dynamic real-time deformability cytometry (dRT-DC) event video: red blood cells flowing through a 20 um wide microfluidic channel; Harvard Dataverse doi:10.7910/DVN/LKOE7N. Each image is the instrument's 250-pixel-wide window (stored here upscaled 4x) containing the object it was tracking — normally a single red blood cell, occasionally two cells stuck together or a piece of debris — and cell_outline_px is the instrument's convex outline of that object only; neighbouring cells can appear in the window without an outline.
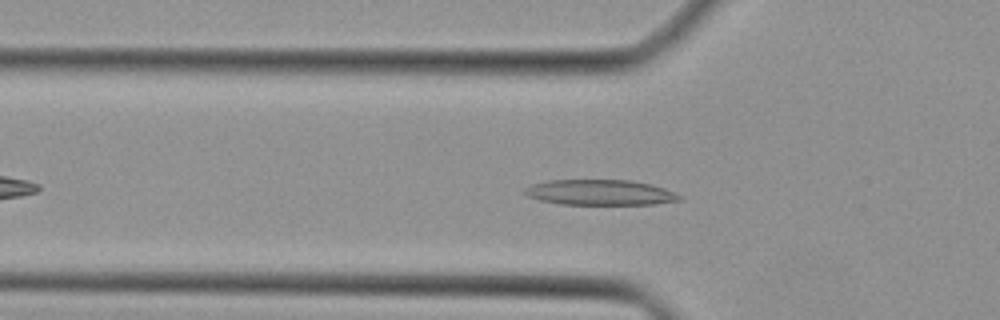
{"species": "Egyptian fruit bat (a non-hibernating species)", "species_latin": "Rousettus aegyptiacus", "temperature_condition": "cold", "stored_images_in_passage": 39, "camera_frame_rate_fps": 3000, "um_per_image_px": 0.085, "animal": {"sex": "female"}, "frame": {"image": 1, "passage_image": 9, "time_ms": 2.667, "image_size_px": [1000, 320], "cell_outline_px": [[680, 200], [656, 204], [560, 204], [540, 200], [528, 196], [524, 192], [524, 188], [532, 184], [548, 180], [628, 180], [648, 184], [664, 188], [680, 196]], "centroid_in_image_um": [50.95, 16.36], "position_along_channel_um": 74.8, "area_um2": 22.66}}
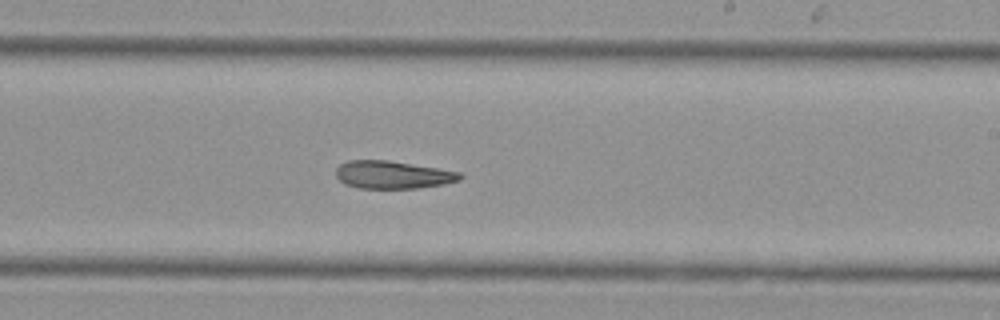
{"frame": {"image": 2, "passage_image": 21, "time_ms": 6.667, "image_size_px": [1000, 320], "cell_outline_px": [[464, 176], [460, 180], [444, 184], [416, 188], [360, 188], [344, 184], [336, 176], [336, 168], [340, 164], [348, 160], [388, 160], [460, 172]], "centroid_in_image_um": [33.37, 14.85], "position_along_channel_um": 255.6, "area_um2": 20.0}}
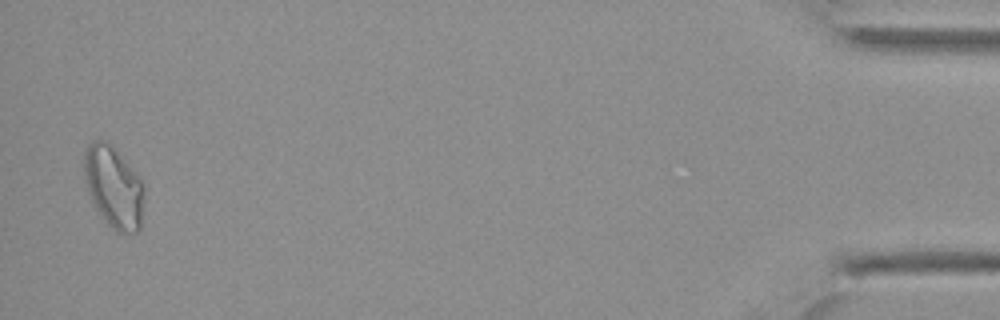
{"frame": {"image": 3, "passage_image": 38, "time_ms": 12.333, "image_size_px": [1000, 320], "cell_outline_px": [[144, 192], [140, 232], [124, 236], [116, 232], [100, 216], [88, 192], [84, 172], [84, 152], [88, 144], [92, 140], [104, 140], [112, 144], [140, 180], [144, 188]], "centroid_in_image_um": [9.66, 15.95], "position_along_channel_um": 425.5, "area_um2": 28.73}}